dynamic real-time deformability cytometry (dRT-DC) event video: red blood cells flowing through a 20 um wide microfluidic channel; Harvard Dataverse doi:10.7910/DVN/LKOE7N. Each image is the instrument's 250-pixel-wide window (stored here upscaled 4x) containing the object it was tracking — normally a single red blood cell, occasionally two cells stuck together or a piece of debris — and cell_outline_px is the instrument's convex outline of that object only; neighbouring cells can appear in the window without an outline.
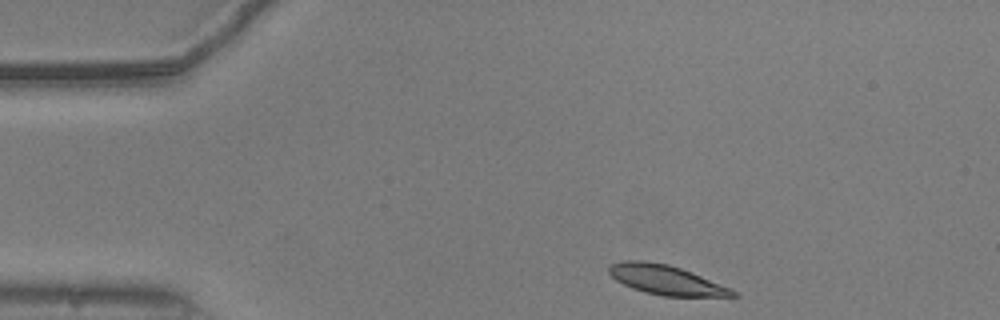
{"species": "common noctule bat (a hibernating species)", "species_latin": "Nyctalus noctula", "temperature_condition": "warm", "stored_images_in_passage": 7, "camera_frame_rate_fps": 3000, "um_per_image_px": 0.085, "animal": {"sex": "male", "body_mass_g": 20.5, "forearm_length_mm": 52.5}, "frame": {"image": 1, "passage_image": 1, "time_ms": 0.0, "image_size_px": [1000, 320], "cell_outline_px": [[740, 296], [664, 296], [644, 292], [632, 288], [616, 280], [608, 272], [608, 268], [612, 264], [624, 260], [644, 260], [668, 264], [692, 272], [732, 288]], "centroid_in_image_um": [56.62, 23.79], "position_along_channel_um": 28.4, "area_um2": 21.27}}